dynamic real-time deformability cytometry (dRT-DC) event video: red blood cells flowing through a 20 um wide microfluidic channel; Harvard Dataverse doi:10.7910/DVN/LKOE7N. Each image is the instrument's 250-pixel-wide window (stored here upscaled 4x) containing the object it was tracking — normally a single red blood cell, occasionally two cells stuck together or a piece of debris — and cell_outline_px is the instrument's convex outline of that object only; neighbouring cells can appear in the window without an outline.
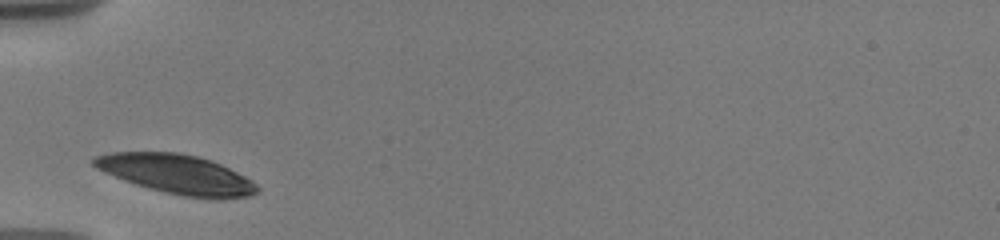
{"species": "human", "species_latin": "Homo sapiens", "temperature_condition": "warm", "stored_images_in_passage": 4, "camera_frame_rate_fps": 3000, "um_per_image_px": 0.085, "donor": {"sex": "male"}, "frame": {"image": 1, "passage_image": 1, "time_ms": 0.0, "image_size_px": [1000, 240], "cell_outline_px": [[260, 192], [252, 196], [216, 200], [184, 196], [164, 192], [148, 188], [124, 180], [104, 172], [96, 168], [92, 164], [92, 156], [108, 152], [176, 152], [196, 156], [212, 160], [252, 180], [260, 188]], "centroid_in_image_um": [15.04, 14.82], "position_along_channel_um": 70.0, "area_um2": 37.69}}
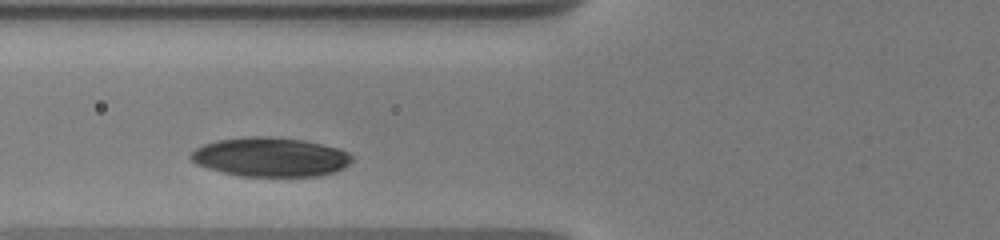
{"frame": {"image": 2, "passage_image": 3, "time_ms": 1.0, "image_size_px": [1000, 240], "cell_outline_px": [[352, 160], [344, 168], [336, 172], [320, 176], [240, 176], [220, 172], [196, 164], [188, 156], [196, 148], [204, 144], [216, 140], [252, 136], [272, 136], [304, 140], [340, 148], [348, 152], [352, 156]], "centroid_in_image_um": [23.0, 13.35], "position_along_channel_um": 102.8, "area_um2": 37.11}}